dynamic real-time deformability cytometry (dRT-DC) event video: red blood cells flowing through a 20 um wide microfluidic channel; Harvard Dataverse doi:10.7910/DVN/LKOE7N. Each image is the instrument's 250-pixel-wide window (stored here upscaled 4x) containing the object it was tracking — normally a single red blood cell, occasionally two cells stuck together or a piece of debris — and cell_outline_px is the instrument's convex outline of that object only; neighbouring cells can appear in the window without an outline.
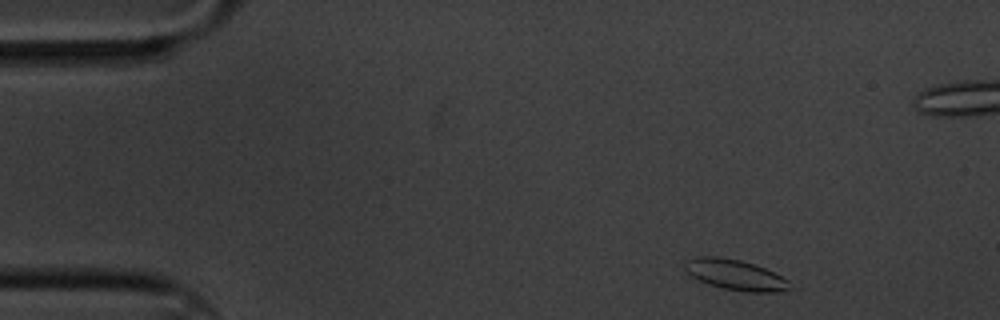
{"species": "common noctule bat (a hibernating species)", "species_latin": "Nyctalus noctula", "temperature_condition": "cold", "stored_images_in_passage": 5, "camera_frame_rate_fps": 3000, "um_per_image_px": 0.085, "animal": {"sex": "male", "body_mass_g": 20.1, "forearm_length_mm": 53.5}, "frame": {"image": 1, "passage_image": 1, "time_ms": 0.0, "image_size_px": [1000, 320], "cell_outline_px": [[788, 288], [776, 292], [744, 292], [724, 288], [708, 284], [692, 276], [684, 268], [684, 260], [696, 256], [716, 256], [740, 260], [756, 264], [788, 280]], "centroid_in_image_um": [62.43, 23.34], "position_along_channel_um": 22.6, "area_um2": 18.44}}